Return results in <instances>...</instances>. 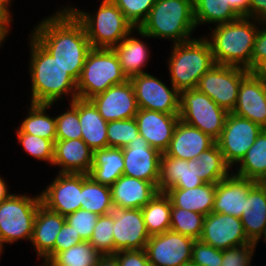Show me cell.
Listing matches in <instances>:
<instances>
[{"label":"cell","mask_w":266,"mask_h":266,"mask_svg":"<svg viewBox=\"0 0 266 266\" xmlns=\"http://www.w3.org/2000/svg\"><path fill=\"white\" fill-rule=\"evenodd\" d=\"M62 6L42 18L30 34L78 81L92 47L82 23Z\"/></svg>","instance_id":"6da1fadb"},{"label":"cell","mask_w":266,"mask_h":266,"mask_svg":"<svg viewBox=\"0 0 266 266\" xmlns=\"http://www.w3.org/2000/svg\"><path fill=\"white\" fill-rule=\"evenodd\" d=\"M28 38L30 57V103L57 104L58 101L72 102L78 97L77 81L31 34Z\"/></svg>","instance_id":"7a4b0ae2"},{"label":"cell","mask_w":266,"mask_h":266,"mask_svg":"<svg viewBox=\"0 0 266 266\" xmlns=\"http://www.w3.org/2000/svg\"><path fill=\"white\" fill-rule=\"evenodd\" d=\"M262 22L240 17L229 23L208 26L213 58L218 65L235 66L251 72V57L256 35Z\"/></svg>","instance_id":"3957f363"},{"label":"cell","mask_w":266,"mask_h":266,"mask_svg":"<svg viewBox=\"0 0 266 266\" xmlns=\"http://www.w3.org/2000/svg\"><path fill=\"white\" fill-rule=\"evenodd\" d=\"M138 29L150 38L168 40L172 44L193 39L191 35L197 29L193 0H156Z\"/></svg>","instance_id":"277c9868"},{"label":"cell","mask_w":266,"mask_h":266,"mask_svg":"<svg viewBox=\"0 0 266 266\" xmlns=\"http://www.w3.org/2000/svg\"><path fill=\"white\" fill-rule=\"evenodd\" d=\"M171 47L166 61L170 82L179 92L195 89L200 78L216 64L209 41L203 35Z\"/></svg>","instance_id":"5b68a950"},{"label":"cell","mask_w":266,"mask_h":266,"mask_svg":"<svg viewBox=\"0 0 266 266\" xmlns=\"http://www.w3.org/2000/svg\"><path fill=\"white\" fill-rule=\"evenodd\" d=\"M100 2L99 7L92 12L80 10L73 4L65 6L82 23L92 48L113 49L135 27L111 0Z\"/></svg>","instance_id":"8992f818"},{"label":"cell","mask_w":266,"mask_h":266,"mask_svg":"<svg viewBox=\"0 0 266 266\" xmlns=\"http://www.w3.org/2000/svg\"><path fill=\"white\" fill-rule=\"evenodd\" d=\"M28 195L12 193L0 203V249L3 252L5 244L31 241L35 216L42 201L39 193Z\"/></svg>","instance_id":"52a82bcc"},{"label":"cell","mask_w":266,"mask_h":266,"mask_svg":"<svg viewBox=\"0 0 266 266\" xmlns=\"http://www.w3.org/2000/svg\"><path fill=\"white\" fill-rule=\"evenodd\" d=\"M126 80L128 78L122 72L118 56L113 49L92 48L86 56L77 81L78 98L90 99Z\"/></svg>","instance_id":"ba28073f"},{"label":"cell","mask_w":266,"mask_h":266,"mask_svg":"<svg viewBox=\"0 0 266 266\" xmlns=\"http://www.w3.org/2000/svg\"><path fill=\"white\" fill-rule=\"evenodd\" d=\"M229 112L197 88L180 92L179 118L217 140Z\"/></svg>","instance_id":"9c48e42d"},{"label":"cell","mask_w":266,"mask_h":266,"mask_svg":"<svg viewBox=\"0 0 266 266\" xmlns=\"http://www.w3.org/2000/svg\"><path fill=\"white\" fill-rule=\"evenodd\" d=\"M249 73L244 68L215 64L200 78L196 88L218 106L232 112L237 103L241 81Z\"/></svg>","instance_id":"30bf717a"},{"label":"cell","mask_w":266,"mask_h":266,"mask_svg":"<svg viewBox=\"0 0 266 266\" xmlns=\"http://www.w3.org/2000/svg\"><path fill=\"white\" fill-rule=\"evenodd\" d=\"M129 80L140 109L179 115L180 92L171 82L168 87L165 81L148 72L135 75Z\"/></svg>","instance_id":"8fae6325"},{"label":"cell","mask_w":266,"mask_h":266,"mask_svg":"<svg viewBox=\"0 0 266 266\" xmlns=\"http://www.w3.org/2000/svg\"><path fill=\"white\" fill-rule=\"evenodd\" d=\"M263 130L249 119L229 112L220 137L216 140L225 162L233 169L246 155Z\"/></svg>","instance_id":"7c38bea8"},{"label":"cell","mask_w":266,"mask_h":266,"mask_svg":"<svg viewBox=\"0 0 266 266\" xmlns=\"http://www.w3.org/2000/svg\"><path fill=\"white\" fill-rule=\"evenodd\" d=\"M194 241L172 230L152 235L145 246L150 266H182L191 262Z\"/></svg>","instance_id":"4fadbf2b"},{"label":"cell","mask_w":266,"mask_h":266,"mask_svg":"<svg viewBox=\"0 0 266 266\" xmlns=\"http://www.w3.org/2000/svg\"><path fill=\"white\" fill-rule=\"evenodd\" d=\"M82 174L58 173L40 192L42 204L66 217L81 209Z\"/></svg>","instance_id":"5bb4252c"},{"label":"cell","mask_w":266,"mask_h":266,"mask_svg":"<svg viewBox=\"0 0 266 266\" xmlns=\"http://www.w3.org/2000/svg\"><path fill=\"white\" fill-rule=\"evenodd\" d=\"M199 240L221 250L254 244L247 238L241 218L214 212L205 216Z\"/></svg>","instance_id":"9a60e30c"},{"label":"cell","mask_w":266,"mask_h":266,"mask_svg":"<svg viewBox=\"0 0 266 266\" xmlns=\"http://www.w3.org/2000/svg\"><path fill=\"white\" fill-rule=\"evenodd\" d=\"M232 113L266 129V74L250 72L241 81Z\"/></svg>","instance_id":"2e32d148"},{"label":"cell","mask_w":266,"mask_h":266,"mask_svg":"<svg viewBox=\"0 0 266 266\" xmlns=\"http://www.w3.org/2000/svg\"><path fill=\"white\" fill-rule=\"evenodd\" d=\"M122 151L123 175L154 183L158 187L162 153L152 148L140 135L123 147Z\"/></svg>","instance_id":"e0dca14e"},{"label":"cell","mask_w":266,"mask_h":266,"mask_svg":"<svg viewBox=\"0 0 266 266\" xmlns=\"http://www.w3.org/2000/svg\"><path fill=\"white\" fill-rule=\"evenodd\" d=\"M114 254L123 250L145 249L149 238L141 209L114 208Z\"/></svg>","instance_id":"ac0fdd59"},{"label":"cell","mask_w":266,"mask_h":266,"mask_svg":"<svg viewBox=\"0 0 266 266\" xmlns=\"http://www.w3.org/2000/svg\"><path fill=\"white\" fill-rule=\"evenodd\" d=\"M90 100L105 121L135 118L139 107L131 81L113 85Z\"/></svg>","instance_id":"d6986e66"},{"label":"cell","mask_w":266,"mask_h":266,"mask_svg":"<svg viewBox=\"0 0 266 266\" xmlns=\"http://www.w3.org/2000/svg\"><path fill=\"white\" fill-rule=\"evenodd\" d=\"M140 136L152 148L164 153L169 147L174 130L180 118L179 115L167 114L146 109L138 110L135 115Z\"/></svg>","instance_id":"ffe728a7"},{"label":"cell","mask_w":266,"mask_h":266,"mask_svg":"<svg viewBox=\"0 0 266 266\" xmlns=\"http://www.w3.org/2000/svg\"><path fill=\"white\" fill-rule=\"evenodd\" d=\"M256 183L231 172L216 183L212 212L241 218L250 188Z\"/></svg>","instance_id":"44dd1931"},{"label":"cell","mask_w":266,"mask_h":266,"mask_svg":"<svg viewBox=\"0 0 266 266\" xmlns=\"http://www.w3.org/2000/svg\"><path fill=\"white\" fill-rule=\"evenodd\" d=\"M65 222L64 216L40 204L30 244L36 251V257L43 259L42 263H47L54 257V243Z\"/></svg>","instance_id":"7402d4cb"},{"label":"cell","mask_w":266,"mask_h":266,"mask_svg":"<svg viewBox=\"0 0 266 266\" xmlns=\"http://www.w3.org/2000/svg\"><path fill=\"white\" fill-rule=\"evenodd\" d=\"M94 151L82 139L56 140L53 167L57 173L89 174Z\"/></svg>","instance_id":"603a6c76"},{"label":"cell","mask_w":266,"mask_h":266,"mask_svg":"<svg viewBox=\"0 0 266 266\" xmlns=\"http://www.w3.org/2000/svg\"><path fill=\"white\" fill-rule=\"evenodd\" d=\"M110 189L113 206L120 209H141L159 192L154 183L125 175L120 176Z\"/></svg>","instance_id":"cb8c5ba5"},{"label":"cell","mask_w":266,"mask_h":266,"mask_svg":"<svg viewBox=\"0 0 266 266\" xmlns=\"http://www.w3.org/2000/svg\"><path fill=\"white\" fill-rule=\"evenodd\" d=\"M215 143L216 140L210 135L179 120L169 147L164 154L184 160L196 159L203 151L211 148Z\"/></svg>","instance_id":"d4e9b609"},{"label":"cell","mask_w":266,"mask_h":266,"mask_svg":"<svg viewBox=\"0 0 266 266\" xmlns=\"http://www.w3.org/2000/svg\"><path fill=\"white\" fill-rule=\"evenodd\" d=\"M204 183L196 174L195 159H178L162 153L158 179L159 192H165L170 188H195Z\"/></svg>","instance_id":"484cf974"},{"label":"cell","mask_w":266,"mask_h":266,"mask_svg":"<svg viewBox=\"0 0 266 266\" xmlns=\"http://www.w3.org/2000/svg\"><path fill=\"white\" fill-rule=\"evenodd\" d=\"M134 32L138 33V36ZM138 37V38H137ZM151 39L138 28H135L127 37L122 39L113 50L117 54L122 72L130 79L135 75L147 73L144 71L150 60L151 52L142 39Z\"/></svg>","instance_id":"4316f807"},{"label":"cell","mask_w":266,"mask_h":266,"mask_svg":"<svg viewBox=\"0 0 266 266\" xmlns=\"http://www.w3.org/2000/svg\"><path fill=\"white\" fill-rule=\"evenodd\" d=\"M79 123L81 125L82 140L93 151L108 147V122L99 114L90 99L79 98Z\"/></svg>","instance_id":"83f0119b"},{"label":"cell","mask_w":266,"mask_h":266,"mask_svg":"<svg viewBox=\"0 0 266 266\" xmlns=\"http://www.w3.org/2000/svg\"><path fill=\"white\" fill-rule=\"evenodd\" d=\"M216 183H204L189 189L170 188L165 191L172 207L209 215L215 200Z\"/></svg>","instance_id":"f1b7e54d"},{"label":"cell","mask_w":266,"mask_h":266,"mask_svg":"<svg viewBox=\"0 0 266 266\" xmlns=\"http://www.w3.org/2000/svg\"><path fill=\"white\" fill-rule=\"evenodd\" d=\"M241 222L247 238L255 243L266 227V190L257 182L249 190Z\"/></svg>","instance_id":"f546056e"},{"label":"cell","mask_w":266,"mask_h":266,"mask_svg":"<svg viewBox=\"0 0 266 266\" xmlns=\"http://www.w3.org/2000/svg\"><path fill=\"white\" fill-rule=\"evenodd\" d=\"M124 156L122 148L107 147L95 150L89 176L100 184L111 186L123 175Z\"/></svg>","instance_id":"4dcf8cb0"},{"label":"cell","mask_w":266,"mask_h":266,"mask_svg":"<svg viewBox=\"0 0 266 266\" xmlns=\"http://www.w3.org/2000/svg\"><path fill=\"white\" fill-rule=\"evenodd\" d=\"M53 104L30 103L27 109L26 118L24 117L19 127L15 129L16 133H27L39 136L45 139L56 141V117L50 116L47 111Z\"/></svg>","instance_id":"1f68e13d"},{"label":"cell","mask_w":266,"mask_h":266,"mask_svg":"<svg viewBox=\"0 0 266 266\" xmlns=\"http://www.w3.org/2000/svg\"><path fill=\"white\" fill-rule=\"evenodd\" d=\"M81 209L99 216L113 212L110 186L95 182L89 175L82 174Z\"/></svg>","instance_id":"d6a6232c"},{"label":"cell","mask_w":266,"mask_h":266,"mask_svg":"<svg viewBox=\"0 0 266 266\" xmlns=\"http://www.w3.org/2000/svg\"><path fill=\"white\" fill-rule=\"evenodd\" d=\"M172 204L165 192L156 196L141 208L143 220L150 236L170 230Z\"/></svg>","instance_id":"836d02e7"},{"label":"cell","mask_w":266,"mask_h":266,"mask_svg":"<svg viewBox=\"0 0 266 266\" xmlns=\"http://www.w3.org/2000/svg\"><path fill=\"white\" fill-rule=\"evenodd\" d=\"M196 27L208 24H222L234 21L240 16L227 0H193Z\"/></svg>","instance_id":"e575fe53"},{"label":"cell","mask_w":266,"mask_h":266,"mask_svg":"<svg viewBox=\"0 0 266 266\" xmlns=\"http://www.w3.org/2000/svg\"><path fill=\"white\" fill-rule=\"evenodd\" d=\"M232 172L256 182L266 172V129L260 132L254 144L248 149L246 155L235 168L232 169Z\"/></svg>","instance_id":"d590c367"},{"label":"cell","mask_w":266,"mask_h":266,"mask_svg":"<svg viewBox=\"0 0 266 266\" xmlns=\"http://www.w3.org/2000/svg\"><path fill=\"white\" fill-rule=\"evenodd\" d=\"M195 171L205 183H217L227 177L232 168L225 162L218 144L215 143L195 159Z\"/></svg>","instance_id":"8d00e7d4"},{"label":"cell","mask_w":266,"mask_h":266,"mask_svg":"<svg viewBox=\"0 0 266 266\" xmlns=\"http://www.w3.org/2000/svg\"><path fill=\"white\" fill-rule=\"evenodd\" d=\"M100 255L89 241H83L58 252L49 262L41 263V266H96Z\"/></svg>","instance_id":"74e56055"},{"label":"cell","mask_w":266,"mask_h":266,"mask_svg":"<svg viewBox=\"0 0 266 266\" xmlns=\"http://www.w3.org/2000/svg\"><path fill=\"white\" fill-rule=\"evenodd\" d=\"M170 218V230L194 240H199L205 215L178 207H172Z\"/></svg>","instance_id":"f35d334b"},{"label":"cell","mask_w":266,"mask_h":266,"mask_svg":"<svg viewBox=\"0 0 266 266\" xmlns=\"http://www.w3.org/2000/svg\"><path fill=\"white\" fill-rule=\"evenodd\" d=\"M56 117V140L82 139L81 125L79 123V98L77 97L66 111Z\"/></svg>","instance_id":"ab89813d"},{"label":"cell","mask_w":266,"mask_h":266,"mask_svg":"<svg viewBox=\"0 0 266 266\" xmlns=\"http://www.w3.org/2000/svg\"><path fill=\"white\" fill-rule=\"evenodd\" d=\"M18 144L23 147V151L34 159L41 162H47L52 167L54 160L55 143L52 140L45 139L39 136L16 133Z\"/></svg>","instance_id":"60d3db41"},{"label":"cell","mask_w":266,"mask_h":266,"mask_svg":"<svg viewBox=\"0 0 266 266\" xmlns=\"http://www.w3.org/2000/svg\"><path fill=\"white\" fill-rule=\"evenodd\" d=\"M140 135L135 118L109 121L107 125L108 147L123 148Z\"/></svg>","instance_id":"b9f144b4"},{"label":"cell","mask_w":266,"mask_h":266,"mask_svg":"<svg viewBox=\"0 0 266 266\" xmlns=\"http://www.w3.org/2000/svg\"><path fill=\"white\" fill-rule=\"evenodd\" d=\"M114 212L99 216L89 243L100 254H114Z\"/></svg>","instance_id":"7bdbcfd3"},{"label":"cell","mask_w":266,"mask_h":266,"mask_svg":"<svg viewBox=\"0 0 266 266\" xmlns=\"http://www.w3.org/2000/svg\"><path fill=\"white\" fill-rule=\"evenodd\" d=\"M124 14L125 18L139 28L147 19L156 0H111Z\"/></svg>","instance_id":"ee69618b"},{"label":"cell","mask_w":266,"mask_h":266,"mask_svg":"<svg viewBox=\"0 0 266 266\" xmlns=\"http://www.w3.org/2000/svg\"><path fill=\"white\" fill-rule=\"evenodd\" d=\"M99 215L88 210L79 209L65 217L66 222L73 227L83 241H89Z\"/></svg>","instance_id":"f6af8a7d"},{"label":"cell","mask_w":266,"mask_h":266,"mask_svg":"<svg viewBox=\"0 0 266 266\" xmlns=\"http://www.w3.org/2000/svg\"><path fill=\"white\" fill-rule=\"evenodd\" d=\"M255 250L254 244H243L222 250L221 266H252Z\"/></svg>","instance_id":"bcb514c9"},{"label":"cell","mask_w":266,"mask_h":266,"mask_svg":"<svg viewBox=\"0 0 266 266\" xmlns=\"http://www.w3.org/2000/svg\"><path fill=\"white\" fill-rule=\"evenodd\" d=\"M197 266H221L222 250L201 240H195L192 246V260Z\"/></svg>","instance_id":"7dc6e473"},{"label":"cell","mask_w":266,"mask_h":266,"mask_svg":"<svg viewBox=\"0 0 266 266\" xmlns=\"http://www.w3.org/2000/svg\"><path fill=\"white\" fill-rule=\"evenodd\" d=\"M251 72L266 74V23H262L253 45Z\"/></svg>","instance_id":"c3c4849f"},{"label":"cell","mask_w":266,"mask_h":266,"mask_svg":"<svg viewBox=\"0 0 266 266\" xmlns=\"http://www.w3.org/2000/svg\"><path fill=\"white\" fill-rule=\"evenodd\" d=\"M80 242H83L80 235L76 234V232L73 230V227L65 222L54 243V256L58 252L68 250L70 247Z\"/></svg>","instance_id":"681fc988"},{"label":"cell","mask_w":266,"mask_h":266,"mask_svg":"<svg viewBox=\"0 0 266 266\" xmlns=\"http://www.w3.org/2000/svg\"><path fill=\"white\" fill-rule=\"evenodd\" d=\"M115 254L120 266H150L145 249L123 250Z\"/></svg>","instance_id":"f907efd6"},{"label":"cell","mask_w":266,"mask_h":266,"mask_svg":"<svg viewBox=\"0 0 266 266\" xmlns=\"http://www.w3.org/2000/svg\"><path fill=\"white\" fill-rule=\"evenodd\" d=\"M249 18L266 23V0H250Z\"/></svg>","instance_id":"816d5d0a"},{"label":"cell","mask_w":266,"mask_h":266,"mask_svg":"<svg viewBox=\"0 0 266 266\" xmlns=\"http://www.w3.org/2000/svg\"><path fill=\"white\" fill-rule=\"evenodd\" d=\"M240 17H249L250 0H227Z\"/></svg>","instance_id":"f5cc1de1"},{"label":"cell","mask_w":266,"mask_h":266,"mask_svg":"<svg viewBox=\"0 0 266 266\" xmlns=\"http://www.w3.org/2000/svg\"><path fill=\"white\" fill-rule=\"evenodd\" d=\"M14 19L0 6V31L7 37L10 35Z\"/></svg>","instance_id":"db71d44e"},{"label":"cell","mask_w":266,"mask_h":266,"mask_svg":"<svg viewBox=\"0 0 266 266\" xmlns=\"http://www.w3.org/2000/svg\"><path fill=\"white\" fill-rule=\"evenodd\" d=\"M96 266H120L116 254H101Z\"/></svg>","instance_id":"11a10c76"},{"label":"cell","mask_w":266,"mask_h":266,"mask_svg":"<svg viewBox=\"0 0 266 266\" xmlns=\"http://www.w3.org/2000/svg\"><path fill=\"white\" fill-rule=\"evenodd\" d=\"M3 178L4 177L0 175V203L6 200L12 194V192L10 193L9 191V186L7 185L8 182H6Z\"/></svg>","instance_id":"9f6ffc18"},{"label":"cell","mask_w":266,"mask_h":266,"mask_svg":"<svg viewBox=\"0 0 266 266\" xmlns=\"http://www.w3.org/2000/svg\"><path fill=\"white\" fill-rule=\"evenodd\" d=\"M12 0H0V6L13 18L11 10Z\"/></svg>","instance_id":"6f0895ef"},{"label":"cell","mask_w":266,"mask_h":266,"mask_svg":"<svg viewBox=\"0 0 266 266\" xmlns=\"http://www.w3.org/2000/svg\"><path fill=\"white\" fill-rule=\"evenodd\" d=\"M257 183L266 190V172L257 180Z\"/></svg>","instance_id":"680465c9"},{"label":"cell","mask_w":266,"mask_h":266,"mask_svg":"<svg viewBox=\"0 0 266 266\" xmlns=\"http://www.w3.org/2000/svg\"><path fill=\"white\" fill-rule=\"evenodd\" d=\"M262 238V240H261ZM262 241L263 243L265 242L266 243V227L264 229V232L263 234L259 237V239L254 243L255 247H257L258 243ZM266 245V244H265Z\"/></svg>","instance_id":"91938a15"},{"label":"cell","mask_w":266,"mask_h":266,"mask_svg":"<svg viewBox=\"0 0 266 266\" xmlns=\"http://www.w3.org/2000/svg\"><path fill=\"white\" fill-rule=\"evenodd\" d=\"M7 40L6 36L0 31V48H2V43ZM1 50V49H0Z\"/></svg>","instance_id":"94428289"},{"label":"cell","mask_w":266,"mask_h":266,"mask_svg":"<svg viewBox=\"0 0 266 266\" xmlns=\"http://www.w3.org/2000/svg\"><path fill=\"white\" fill-rule=\"evenodd\" d=\"M182 266H197V265L194 264V263L191 261V262H188V263L183 264Z\"/></svg>","instance_id":"6125c7cd"},{"label":"cell","mask_w":266,"mask_h":266,"mask_svg":"<svg viewBox=\"0 0 266 266\" xmlns=\"http://www.w3.org/2000/svg\"><path fill=\"white\" fill-rule=\"evenodd\" d=\"M1 255H3V251L0 249V260H1Z\"/></svg>","instance_id":"be15d7a7"}]
</instances>
